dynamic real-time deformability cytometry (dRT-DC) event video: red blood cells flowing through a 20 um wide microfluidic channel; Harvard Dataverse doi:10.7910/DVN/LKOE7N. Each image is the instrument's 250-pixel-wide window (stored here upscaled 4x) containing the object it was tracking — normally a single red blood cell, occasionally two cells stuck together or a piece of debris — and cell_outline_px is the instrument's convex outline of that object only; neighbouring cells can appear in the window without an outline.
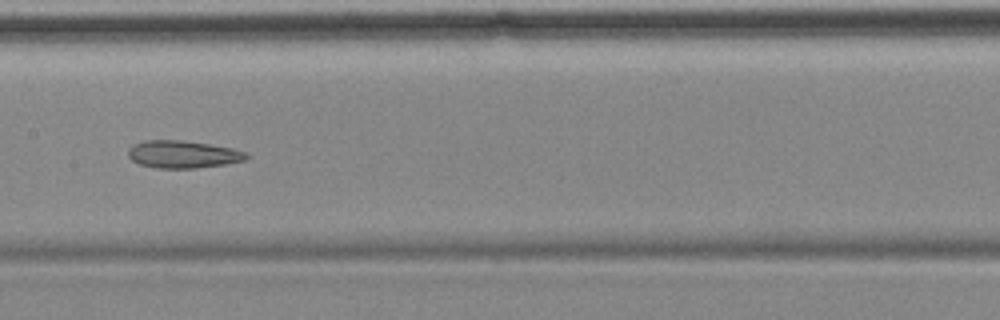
{"species": "common noctule bat (a hibernating species)", "species_latin": "Nyctalus noctula", "temperature_condition": "cold", "stored_images_in_passage": 14, "camera_frame_rate_fps": 3000, "um_per_image_px": 0.085, "animal": {"sex": "female", "body_mass_g": 18.4}, "frame": {"image": 1, "passage_image": 7, "time_ms": 8.0, "image_size_px": [1000, 320], "cell_outline_px": [[248, 156], [244, 160], [224, 164], [196, 168], [156, 168], [140, 164], [132, 160], [128, 156], [128, 148], [136, 144], [148, 140], [180, 140], [208, 144], [232, 148], [244, 152]], "centroid_in_image_um": [15.51, 13.12], "position_along_channel_um": 191.9, "area_um2": 18.61}}
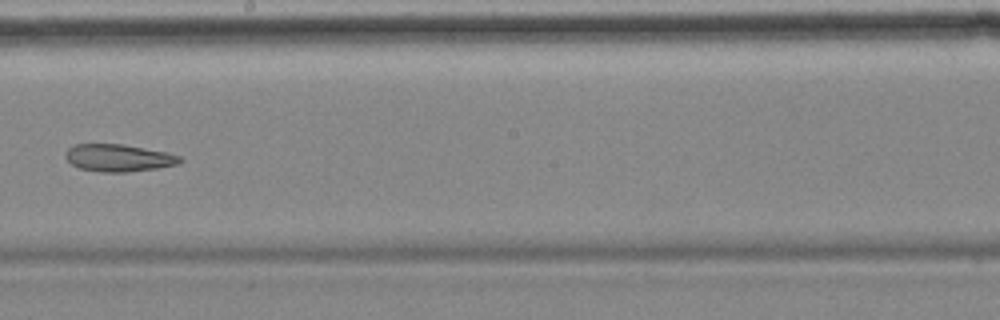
{"frame": {"image": 2, "passage_image": 8, "time_ms": 9.333, "image_size_px": [1000, 320], "cell_outline_px": [[184, 160], [176, 164], [156, 168], [124, 172], [100, 172], [80, 168], [72, 164], [64, 156], [64, 152], [68, 148], [76, 144], [120, 144], [168, 152], [180, 156]], "centroid_in_image_um": [10.06, 13.41], "position_along_channel_um": 238.1, "area_um2": 18.09}}